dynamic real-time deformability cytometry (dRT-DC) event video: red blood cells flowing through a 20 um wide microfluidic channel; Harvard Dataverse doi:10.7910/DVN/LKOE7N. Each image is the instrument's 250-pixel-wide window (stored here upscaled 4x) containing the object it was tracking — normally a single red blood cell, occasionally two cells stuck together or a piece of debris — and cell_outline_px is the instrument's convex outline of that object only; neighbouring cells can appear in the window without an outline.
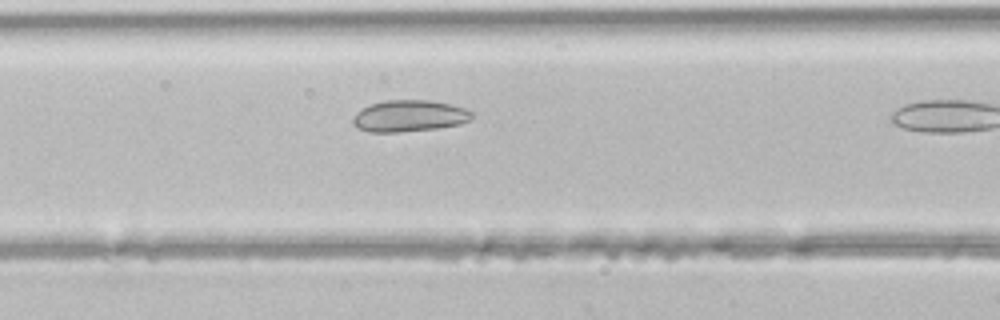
{"species": "common noctule bat (a hibernating species)", "species_latin": "Nyctalus noctula", "temperature_condition": "room temperature", "stored_images_in_passage": 10, "camera_frame_rate_fps": 3000, "um_per_image_px": 0.085, "animal": {"sex": "male", "body_mass_g": 21.5, "forearm_length_mm": 52.0}, "frame": {"image": 1, "passage_image": 9, "time_ms": 2.667, "image_size_px": [1000, 320], "cell_outline_px": [[472, 116], [468, 120], [460, 124], [436, 128], [396, 132], [368, 132], [356, 128], [352, 124], [352, 116], [360, 108], [384, 100], [428, 100], [452, 104], [464, 108], [472, 112]], "centroid_in_image_um": [34.72, 9.85], "position_along_channel_um": 131.9, "area_um2": 21.96}}